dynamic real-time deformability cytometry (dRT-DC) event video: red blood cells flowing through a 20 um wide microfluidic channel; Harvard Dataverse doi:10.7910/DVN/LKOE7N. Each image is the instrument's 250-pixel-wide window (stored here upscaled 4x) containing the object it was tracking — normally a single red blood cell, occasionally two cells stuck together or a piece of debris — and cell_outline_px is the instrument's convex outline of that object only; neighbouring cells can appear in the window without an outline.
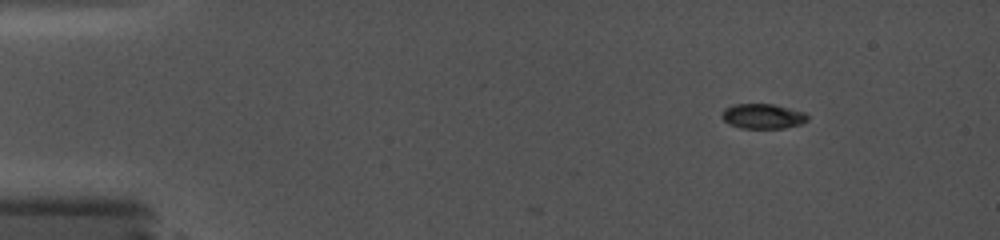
{"species": "common noctule bat (a hibernating species)", "species_latin": "Nyctalus noctula", "temperature_condition": "cold", "stored_images_in_passage": 6, "camera_frame_rate_fps": 5000, "um_per_image_px": 0.085, "animal": {"sex": "female", "body_mass_g": 19.0, "forearm_length_mm": 56.7}, "frame": {"image": 1, "passage_image": 1, "time_ms": 0.0, "image_size_px": [1000, 240], "cell_outline_px": [[808, 120], [800, 124], [784, 128], [740, 128], [728, 124], [720, 116], [724, 108], [732, 104], [772, 104], [804, 112], [808, 116]], "centroid_in_image_um": [64.79, 9.88], "position_along_channel_um": 20.2, "area_um2": 12.48}}